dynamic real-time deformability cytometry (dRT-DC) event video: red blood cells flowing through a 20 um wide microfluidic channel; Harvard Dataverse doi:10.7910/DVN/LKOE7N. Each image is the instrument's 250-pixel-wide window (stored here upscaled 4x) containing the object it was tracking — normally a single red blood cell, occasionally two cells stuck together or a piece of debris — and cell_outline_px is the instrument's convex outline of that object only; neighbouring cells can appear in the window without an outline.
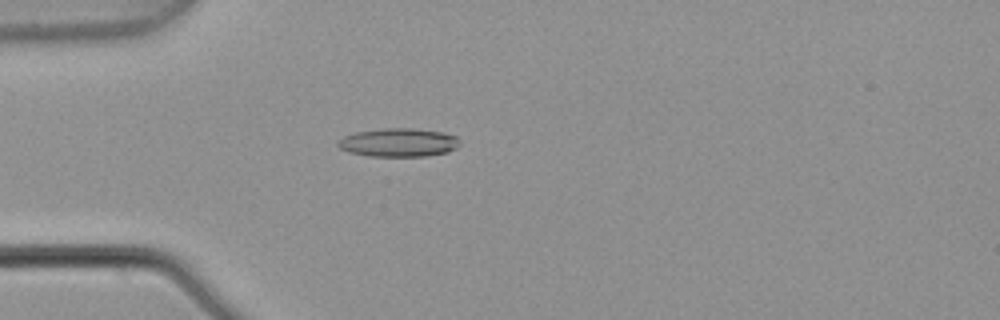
{"species": "common noctule bat (a hibernating species)", "species_latin": "Nyctalus noctula", "temperature_condition": "warm", "stored_images_in_passage": 5, "camera_frame_rate_fps": 3000, "um_per_image_px": 0.085, "animal": {"sex": "male", "body_mass_g": 21.5, "forearm_length_mm": 52.0}, "frame": {"image": 1, "passage_image": 4, "time_ms": 1.0, "image_size_px": [1000, 320], "cell_outline_px": [[460, 144], [456, 148], [448, 152], [428, 156], [368, 156], [348, 152], [340, 148], [336, 144], [344, 136], [356, 132], [384, 128], [412, 128], [440, 132], [456, 136], [460, 140]], "centroid_in_image_um": [33.89, 12.12], "position_along_channel_um": 51.1, "area_um2": 20.23}}